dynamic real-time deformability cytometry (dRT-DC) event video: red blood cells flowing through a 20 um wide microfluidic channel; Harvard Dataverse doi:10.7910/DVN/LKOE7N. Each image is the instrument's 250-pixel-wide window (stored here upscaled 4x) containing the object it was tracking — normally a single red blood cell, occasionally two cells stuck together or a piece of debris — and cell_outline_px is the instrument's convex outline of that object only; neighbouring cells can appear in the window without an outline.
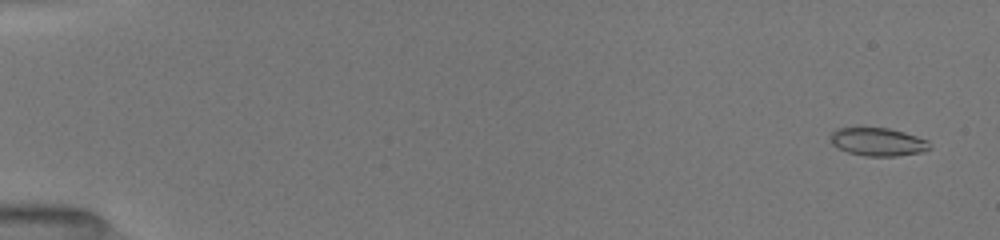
{"species": "common noctule bat (a hibernating species)", "species_latin": "Nyctalus noctula", "temperature_condition": "room temperature", "stored_images_in_passage": 53, "camera_frame_rate_fps": 3000, "um_per_image_px": 0.085, "animal": {"sex": "female", "body_mass_g": 19.5, "forearm_length_mm": 54.1}, "frame": {"image": 1, "passage_image": 3, "time_ms": 0.667, "image_size_px": [1000, 240], "cell_outline_px": [[932, 148], [920, 152], [896, 156], [864, 156], [848, 152], [832, 144], [828, 136], [836, 128], [888, 128], [904, 132], [928, 140]], "centroid_in_image_um": [74.61, 12.05], "position_along_channel_um": 10.4, "area_um2": 16.24}}
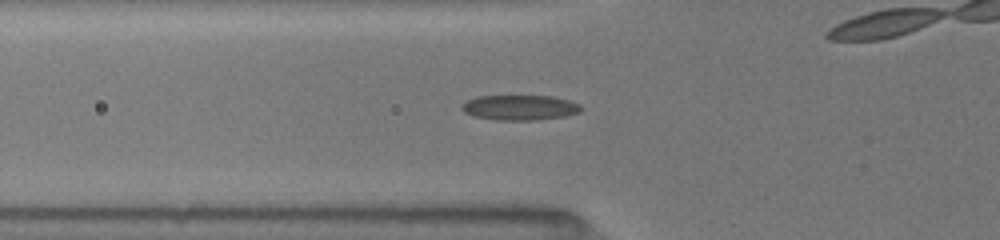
{"frame": {"image": 2, "passage_image": 20, "time_ms": 6.333, "image_size_px": [1000, 240], "cell_outline_px": [[584, 108], [580, 112], [564, 116], [536, 120], [496, 120], [472, 116], [464, 112], [460, 108], [460, 104], [476, 96], [552, 96], [568, 100], [580, 104]], "centroid_in_image_um": [44.16, 9.14], "position_along_channel_um": 81.6, "area_um2": 17.63}}
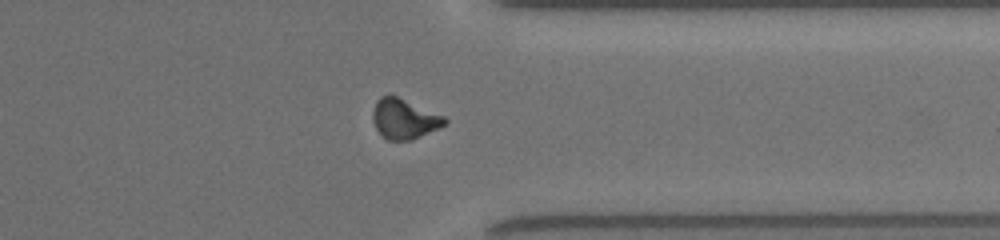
{"frame": {"image": 3, "passage_image": 42, "time_ms": 13.667, "image_size_px": [1000, 240], "cell_outline_px": [[448, 124], [440, 128], [412, 140], [388, 140], [376, 128], [372, 120], [372, 112], [376, 100], [380, 96], [396, 96], [444, 116], [448, 120]], "centroid_in_image_um": [34.37, 10.11], "position_along_channel_um": 377.0, "area_um2": 16.7}, "authors_computed_cell_mechanics": {"area_um2": 16.7042, "velocity_mm_per_s": 4.0487, "shape_relaxation_time_tau1_ms": 7.0585, "shape_relaxation_time_tau2_ms": 3.2136, "deformation_change_tau1": 0.1913, "deformation_change_tau2": 0.0998}}